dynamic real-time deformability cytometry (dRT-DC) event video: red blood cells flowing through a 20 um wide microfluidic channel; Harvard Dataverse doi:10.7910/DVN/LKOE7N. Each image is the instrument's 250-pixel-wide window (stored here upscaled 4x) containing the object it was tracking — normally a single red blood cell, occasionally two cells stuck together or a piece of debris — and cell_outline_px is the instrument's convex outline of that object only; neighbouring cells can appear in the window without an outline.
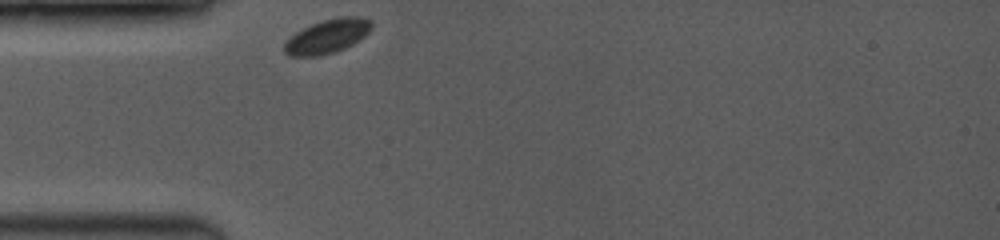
{"species": "common noctule bat (a hibernating species)", "species_latin": "Nyctalus noctula", "temperature_condition": "room temperature", "stored_images_in_passage": 6, "camera_frame_rate_fps": 3500, "um_per_image_px": 0.085, "animal": {"sex": "female", "body_mass_g": 19.0, "forearm_length_mm": 53.3}, "frame": {"image": 1, "passage_image": 1, "time_ms": 0.0, "image_size_px": [1000, 240], "cell_outline_px": [[372, 28], [364, 36], [352, 44], [336, 52], [320, 56], [288, 56], [284, 52], [284, 40], [296, 32], [312, 24], [324, 20], [340, 16], [360, 16], [368, 20], [372, 24]], "centroid_in_image_um": [27.79, 3.1], "position_along_channel_um": 57.2, "area_um2": 17.28}}
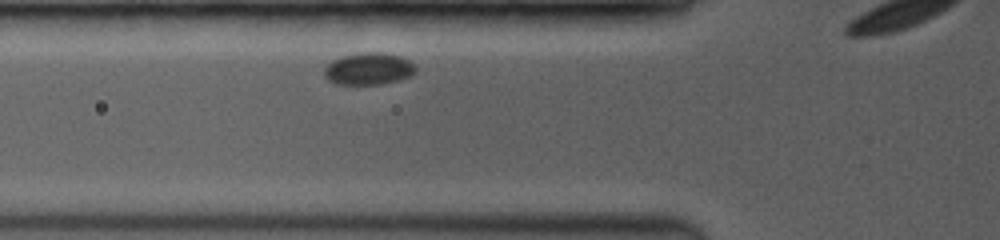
{"frame": {"image": 2, "passage_image": 3, "time_ms": 1.143, "image_size_px": [1000, 240], "cell_outline_px": [[416, 72], [412, 76], [380, 84], [336, 84], [328, 80], [324, 76], [324, 68], [332, 60], [344, 56], [364, 52], [380, 52], [400, 56], [408, 60], [416, 68]], "centroid_in_image_um": [31.32, 5.85], "position_along_channel_um": 94.5, "area_um2": 16.94}}
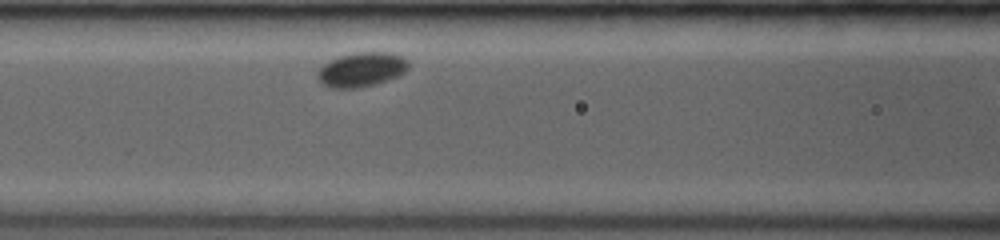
{"frame": {"image": 3, "passage_image": 5, "time_ms": 2.286, "image_size_px": [1000, 240], "cell_outline_px": [[408, 68], [404, 72], [388, 80], [356, 88], [332, 88], [324, 84], [316, 76], [316, 72], [328, 60], [340, 56], [356, 52], [392, 52], [404, 56], [408, 60]], "centroid_in_image_um": [30.73, 5.89], "position_along_channel_um": 135.9, "area_um2": 18.21}}